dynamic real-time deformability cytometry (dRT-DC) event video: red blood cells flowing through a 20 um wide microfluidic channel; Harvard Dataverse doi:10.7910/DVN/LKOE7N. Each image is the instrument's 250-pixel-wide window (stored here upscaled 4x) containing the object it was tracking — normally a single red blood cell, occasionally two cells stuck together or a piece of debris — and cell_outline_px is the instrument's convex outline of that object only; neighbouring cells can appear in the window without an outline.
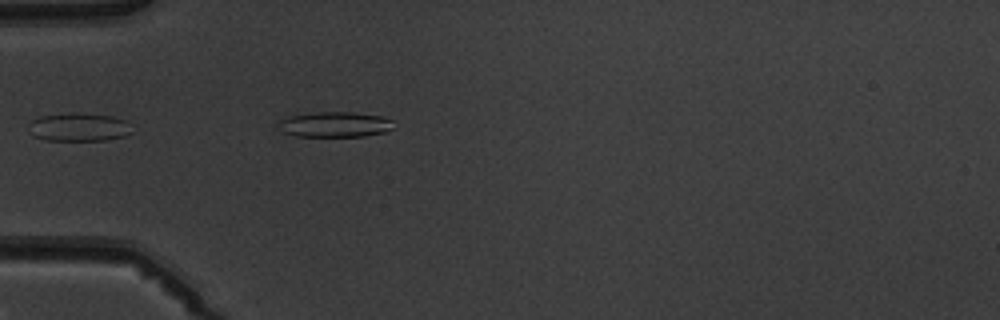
{"species": "common noctule bat (a hibernating species)", "species_latin": "Nyctalus noctula", "temperature_condition": "warm", "stored_images_in_passage": 4, "camera_frame_rate_fps": 3000, "um_per_image_px": 0.085, "animal": {"sex": "male", "body_mass_g": 19.5, "forearm_length_mm": 54.6}, "frame": {"image": 1, "passage_image": 3, "time_ms": 2.333, "image_size_px": [1000, 320], "cell_outline_px": [[132, 132], [124, 136], [104, 140], [44, 140], [32, 136], [28, 124], [32, 120], [40, 116], [112, 116], [128, 120]], "centroid_in_image_um": [6.72, 10.87], "position_along_channel_um": 78.3, "area_um2": 16.13}}